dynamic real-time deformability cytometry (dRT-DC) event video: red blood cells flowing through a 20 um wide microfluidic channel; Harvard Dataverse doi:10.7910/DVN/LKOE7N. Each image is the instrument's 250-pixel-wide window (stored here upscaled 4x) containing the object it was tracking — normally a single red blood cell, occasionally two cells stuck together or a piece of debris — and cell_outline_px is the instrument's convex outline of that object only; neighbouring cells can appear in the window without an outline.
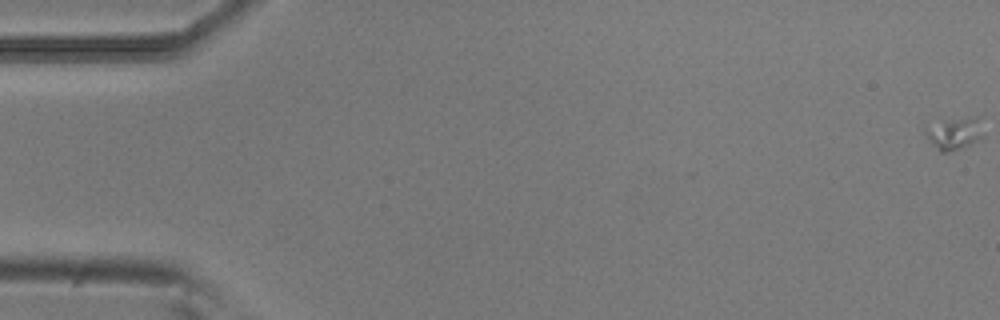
{"species": "common noctule bat (a hibernating species)", "species_latin": "Nyctalus noctula", "temperature_condition": "room temperature", "stored_images_in_passage": 7, "camera_frame_rate_fps": 3000, "um_per_image_px": 0.085, "animal": {"sex": "male", "body_mass_g": 20.5, "forearm_length_mm": 52.5}, "frame": {"image": 1, "passage_image": 1, "time_ms": 0.0, "image_size_px": [1000, 320], "cell_outline_px": [[984, 136], [960, 148], [948, 152], [940, 152], [928, 140], [924, 132], [924, 120], [972, 116], [980, 116]], "centroid_in_image_um": [81.02, 11.24], "position_along_channel_um": 4.0, "area_um2": 11.73}}